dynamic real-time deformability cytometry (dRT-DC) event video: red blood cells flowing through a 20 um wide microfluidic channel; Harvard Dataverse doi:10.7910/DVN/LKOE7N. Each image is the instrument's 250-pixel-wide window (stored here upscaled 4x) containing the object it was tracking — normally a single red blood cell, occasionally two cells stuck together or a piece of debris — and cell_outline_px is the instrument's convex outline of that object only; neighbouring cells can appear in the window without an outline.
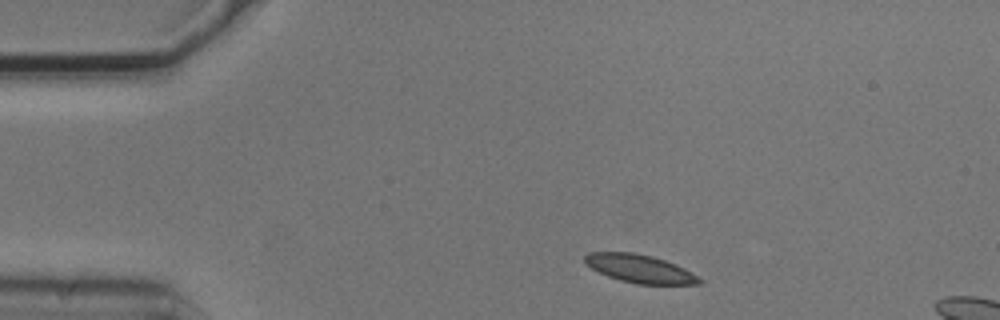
{"species": "common noctule bat (a hibernating species)", "species_latin": "Nyctalus noctula", "temperature_condition": "cold", "stored_images_in_passage": 3, "camera_frame_rate_fps": 3000, "um_per_image_px": 0.085, "animal": {"sex": "male", "body_mass_g": 20.5, "forearm_length_mm": 52.5}, "frame": {"image": 1, "passage_image": 1, "time_ms": 0.0, "image_size_px": [1000, 320], "cell_outline_px": [[704, 280], [700, 284], [636, 284], [620, 280], [608, 276], [584, 264], [584, 256], [588, 252], [632, 252], [652, 256], [664, 260], [684, 268], [692, 272]], "centroid_in_image_um": [54.38, 22.84], "position_along_channel_um": 30.6, "area_um2": 18.79}}